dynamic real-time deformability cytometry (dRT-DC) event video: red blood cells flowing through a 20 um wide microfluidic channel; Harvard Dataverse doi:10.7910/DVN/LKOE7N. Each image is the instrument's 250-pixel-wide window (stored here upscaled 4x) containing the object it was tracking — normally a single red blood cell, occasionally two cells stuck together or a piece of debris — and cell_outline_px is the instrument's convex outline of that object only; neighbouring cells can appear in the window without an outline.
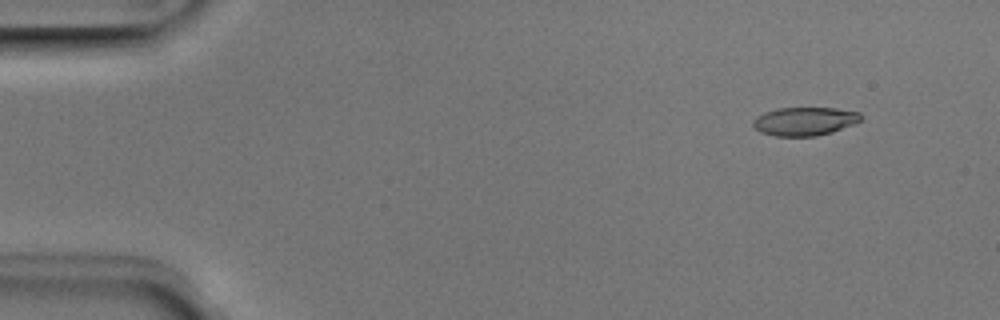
{"species": "Egyptian fruit bat (a non-hibernating species)", "species_latin": "Rousettus aegyptiacus", "temperature_condition": "room temperature", "stored_images_in_passage": 3, "camera_frame_rate_fps": 3000, "um_per_image_px": 0.085, "animal": {"sex": "male"}, "frame": {"image": 1, "passage_image": 1, "time_ms": 0.0, "image_size_px": [1000, 320], "cell_outline_px": [[860, 120], [852, 124], [832, 132], [816, 136], [776, 136], [760, 132], [752, 124], [752, 120], [756, 116], [764, 112], [776, 108], [836, 108], [860, 112]], "centroid_in_image_um": [68.35, 10.3], "position_along_channel_um": 16.7, "area_um2": 17.8}}
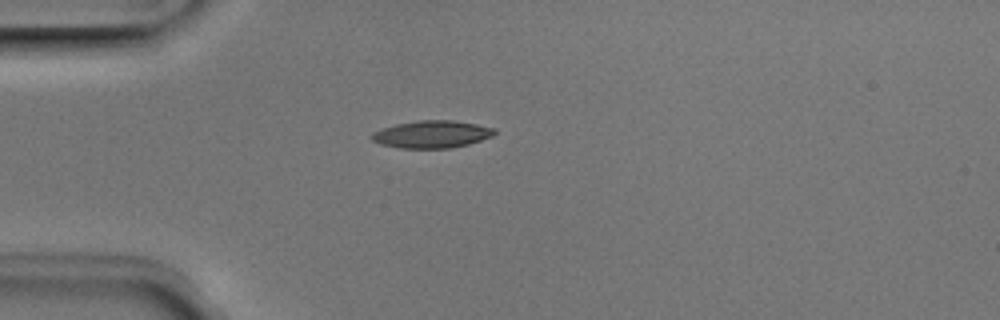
{"frame": {"image": 2, "passage_image": 3, "time_ms": 0.667, "image_size_px": [1000, 320], "cell_outline_px": [[496, 132], [492, 136], [468, 144], [452, 148], [400, 148], [380, 144], [372, 140], [372, 132], [396, 124], [420, 120], [452, 120], [476, 124], [496, 128]], "centroid_in_image_um": [36.72, 11.41], "position_along_channel_um": 48.3, "area_um2": 19.48}}